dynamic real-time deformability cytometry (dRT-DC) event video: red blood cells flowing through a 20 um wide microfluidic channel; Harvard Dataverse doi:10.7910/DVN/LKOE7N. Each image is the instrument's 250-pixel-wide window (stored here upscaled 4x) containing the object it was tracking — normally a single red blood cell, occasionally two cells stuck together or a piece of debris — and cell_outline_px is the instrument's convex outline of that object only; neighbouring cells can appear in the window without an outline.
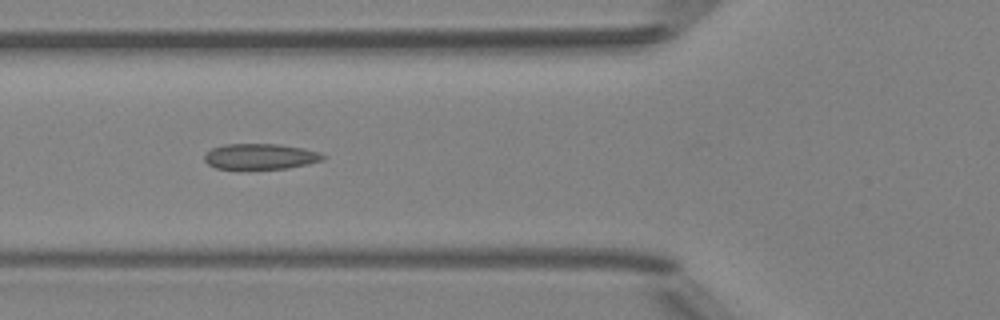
{"species": "Egyptian fruit bat (a non-hibernating species)", "species_latin": "Rousettus aegyptiacus", "temperature_condition": "room temperature", "stored_images_in_passage": 8, "camera_frame_rate_fps": 3000, "um_per_image_px": 0.085, "animal": {"sex": "female"}, "frame": {"image": 1, "passage_image": 5, "time_ms": 5.667, "image_size_px": [1000, 320], "cell_outline_px": [[328, 156], [324, 160], [308, 164], [288, 168], [240, 172], [216, 168], [208, 164], [204, 160], [204, 156], [212, 148], [224, 144], [276, 144], [300, 148], [320, 152]], "centroid_in_image_um": [22.1, 13.35], "position_along_channel_um": 103.7, "area_um2": 18.55}}
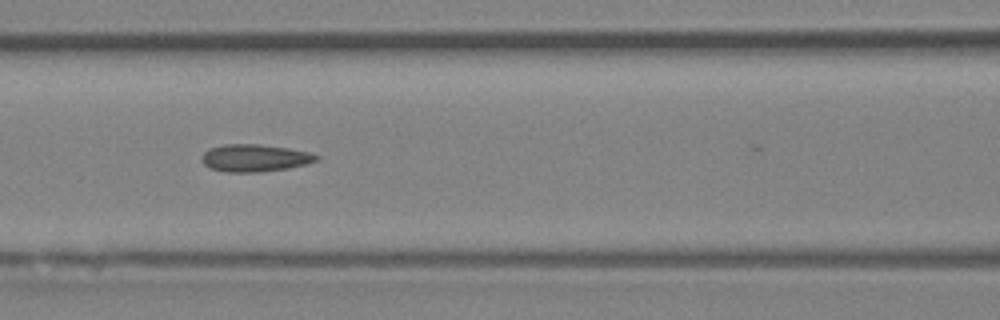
{"frame": {"image": 2, "passage_image": 6, "time_ms": 6.667, "image_size_px": [1000, 320], "cell_outline_px": [[320, 160], [288, 168], [260, 172], [224, 172], [212, 168], [204, 164], [204, 152], [208, 148], [224, 144], [260, 144], [288, 148], [308, 152], [320, 156]], "centroid_in_image_um": [21.68, 13.42], "position_along_channel_um": 144.9, "area_um2": 18.15}}
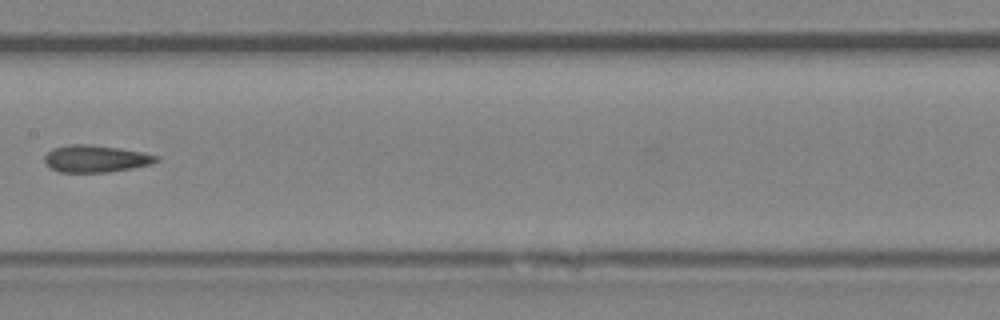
{"frame": {"image": 3, "passage_image": 7, "time_ms": 8.0, "image_size_px": [1000, 320], "cell_outline_px": [[160, 160], [152, 164], [132, 168], [108, 172], [60, 172], [52, 168], [44, 160], [44, 156], [52, 148], [72, 144], [92, 144], [140, 152], [160, 156]], "centroid_in_image_um": [8.15, 13.49], "position_along_channel_um": 199.2, "area_um2": 17.51}}